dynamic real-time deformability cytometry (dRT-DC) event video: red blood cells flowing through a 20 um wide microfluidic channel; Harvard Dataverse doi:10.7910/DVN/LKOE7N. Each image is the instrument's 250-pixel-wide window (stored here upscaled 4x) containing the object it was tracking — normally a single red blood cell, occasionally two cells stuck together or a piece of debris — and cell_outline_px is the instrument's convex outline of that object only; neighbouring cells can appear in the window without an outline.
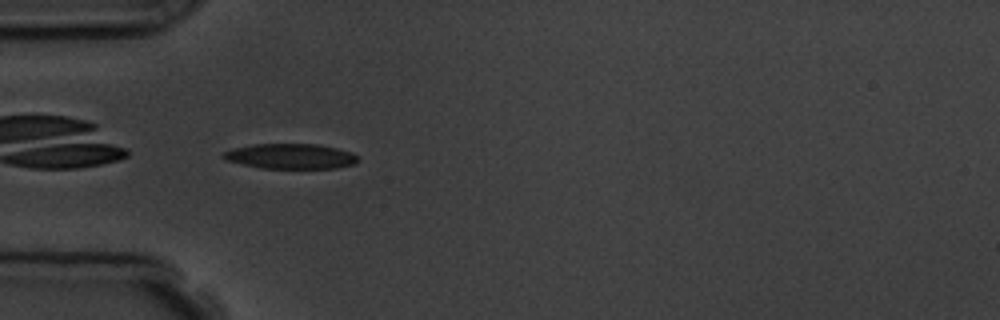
{"species": "common noctule bat (a hibernating species)", "species_latin": "Nyctalus noctula", "temperature_condition": "room temperature", "stored_images_in_passage": 15, "camera_frame_rate_fps": 3000, "um_per_image_px": 0.085, "animal": {"sex": "male", "body_mass_g": 19.5, "forearm_length_mm": 54.6}, "frame": {"image": 1, "passage_image": 5, "time_ms": 4.333, "image_size_px": [1000, 320], "cell_outline_px": [[356, 164], [336, 168], [260, 168], [228, 160], [220, 156], [224, 152], [232, 148], [252, 144], [320, 144], [352, 152], [356, 156]], "centroid_in_image_um": [24.7, 13.27], "position_along_channel_um": 60.3, "area_um2": 19.65}, "authors_computed_cell_mechanics": {"area_um2": 20.1144, "velocity_mm_per_s": 3.7951, "shape_relaxation_time_tau1_ms": 2.9481, "shape_relaxation_time_tau2_ms": 1.2747, "deformation_change_tau1": 0.1418, "deformation_change_tau2": 0.0896}}